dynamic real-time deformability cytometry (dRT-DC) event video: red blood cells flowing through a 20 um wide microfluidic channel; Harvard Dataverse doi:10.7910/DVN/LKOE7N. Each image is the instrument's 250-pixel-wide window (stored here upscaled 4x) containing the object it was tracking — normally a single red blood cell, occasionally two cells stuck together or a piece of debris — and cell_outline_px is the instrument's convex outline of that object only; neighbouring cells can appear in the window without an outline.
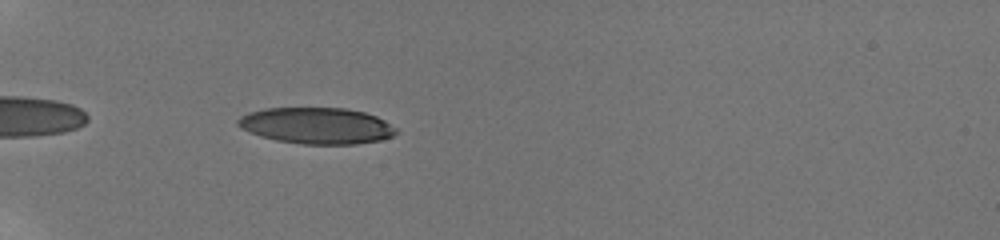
{"species": "human", "species_latin": "Homo sapiens", "temperature_condition": "room temperature", "stored_images_in_passage": 33, "camera_frame_rate_fps": 3000, "um_per_image_px": 0.085, "donor": {"sex": "male"}, "frame": {"image": 1, "passage_image": 2, "time_ms": 0.333, "image_size_px": [1000, 240], "cell_outline_px": [[396, 132], [392, 136], [380, 140], [356, 144], [304, 144], [276, 140], [260, 136], [240, 128], [236, 124], [236, 120], [240, 116], [248, 112], [264, 108], [344, 108], [364, 112], [376, 116], [384, 120], [396, 128]], "centroid_in_image_um": [26.87, 10.68], "position_along_channel_um": 58.1, "area_um2": 33.47}}
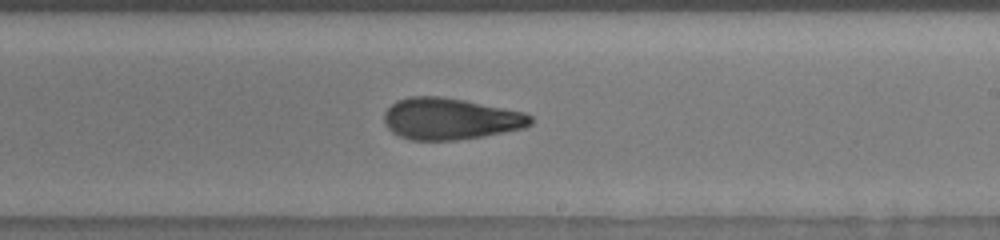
{"frame": {"image": 2, "passage_image": 17, "time_ms": 6.0, "image_size_px": [1000, 240], "cell_outline_px": [[532, 124], [524, 128], [484, 136], [456, 140], [408, 140], [392, 132], [384, 124], [384, 112], [396, 100], [408, 96], [440, 96], [464, 100], [524, 112], [532, 116]], "centroid_in_image_um": [38.25, 10.1], "position_along_channel_um": 250.8, "area_um2": 35.6}}
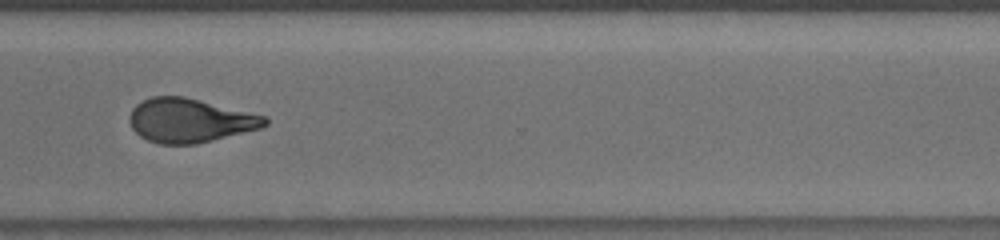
{"frame": {"image": 3, "passage_image": 24, "time_ms": 8.667, "image_size_px": [1000, 240], "cell_outline_px": [[268, 124], [260, 128], [196, 144], [160, 144], [148, 140], [140, 136], [132, 128], [128, 120], [128, 116], [132, 108], [136, 104], [152, 96], [184, 96], [268, 116]], "centroid_in_image_um": [16.12, 10.23], "position_along_channel_um": 354.5, "area_um2": 34.74}, "authors_computed_cell_mechanics": {"area_um2": 35.0268, "velocity_mm_per_s": 3.8944, "shape_relaxation_time_tau1_ms": 7.2203, "shape_relaxation_time_tau2_ms": 1.9364, "deformation_change_tau1": 0.2171, "deformation_change_tau2": 0.0868}}